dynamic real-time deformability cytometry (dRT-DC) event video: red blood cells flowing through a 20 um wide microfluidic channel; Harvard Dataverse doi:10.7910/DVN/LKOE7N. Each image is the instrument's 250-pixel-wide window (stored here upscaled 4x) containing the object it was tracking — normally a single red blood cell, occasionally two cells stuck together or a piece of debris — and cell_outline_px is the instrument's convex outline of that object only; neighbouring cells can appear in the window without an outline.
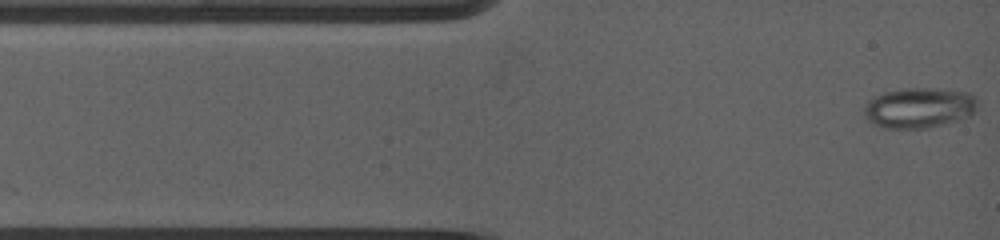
{"species": "common noctule bat (a hibernating species)", "species_latin": "Nyctalus noctula", "temperature_condition": "warm", "stored_images_in_passage": 21, "camera_frame_rate_fps": 5000, "um_per_image_px": 0.085, "animal": {"sex": "female", "body_mass_g": 19.0, "forearm_length_mm": 53.3}, "frame": {"image": 1, "passage_image": 1, "time_ms": 0.0, "image_size_px": [1000, 240], "cell_outline_px": [[980, 108], [968, 116], [920, 128], [892, 128], [876, 124], [864, 112], [864, 108], [876, 96], [888, 92], [964, 92], [972, 96], [976, 100]], "centroid_in_image_um": [78.16, 9.23], "position_along_channel_um": 6.8, "area_um2": 23.93}}
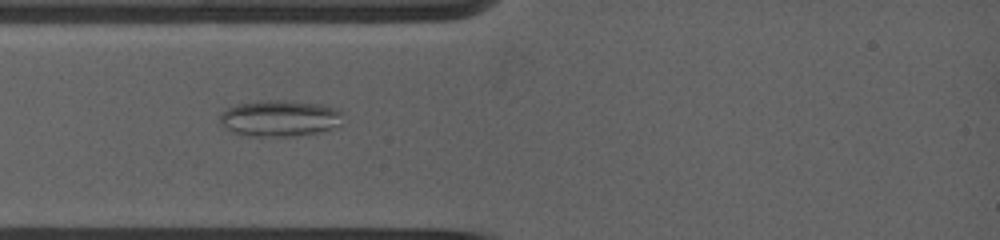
{"frame": {"image": 2, "passage_image": 14, "time_ms": 2.6, "image_size_px": [1000, 240], "cell_outline_px": [[340, 112], [328, 128], [316, 132], [296, 136], [248, 136], [232, 132], [220, 120], [220, 116], [228, 108], [236, 104], [272, 100], [280, 100], [320, 104], [336, 108]], "centroid_in_image_um": [23.65, 10.05], "position_along_channel_um": 61.3, "area_um2": 24.8}}